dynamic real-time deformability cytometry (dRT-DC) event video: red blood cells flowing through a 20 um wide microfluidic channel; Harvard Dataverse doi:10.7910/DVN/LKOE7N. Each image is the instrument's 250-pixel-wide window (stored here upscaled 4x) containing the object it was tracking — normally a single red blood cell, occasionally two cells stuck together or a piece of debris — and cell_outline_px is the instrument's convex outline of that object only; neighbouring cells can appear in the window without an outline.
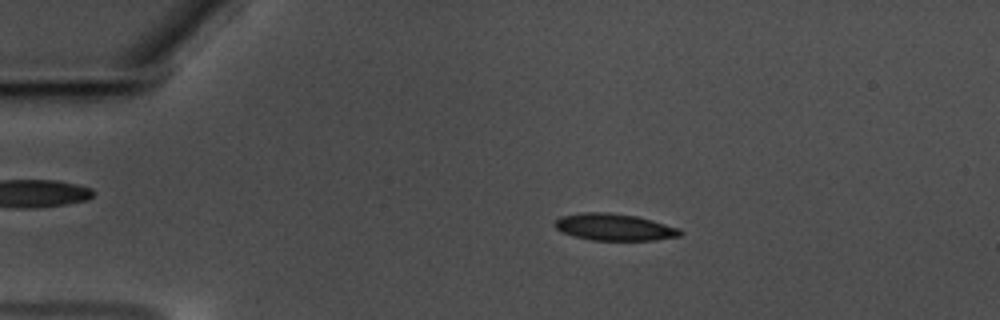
{"species": "common noctule bat (a hibernating species)", "species_latin": "Nyctalus noctula", "temperature_condition": "warm", "stored_images_in_passage": 58, "camera_frame_rate_fps": 3000, "um_per_image_px": 0.085, "animal": {"sex": "male", "body_mass_g": 17.5, "forearm_length_mm": 52.3}, "frame": {"image": 1, "passage_image": 12, "time_ms": 3.667, "image_size_px": [1000, 320], "cell_outline_px": [[684, 232], [680, 236], [652, 240], [592, 240], [576, 236], [564, 232], [556, 228], [552, 224], [560, 216], [584, 212], [608, 212], [636, 216], [652, 220], [680, 228]], "centroid_in_image_um": [52.23, 19.29], "position_along_channel_um": 32.8, "area_um2": 19.54}}
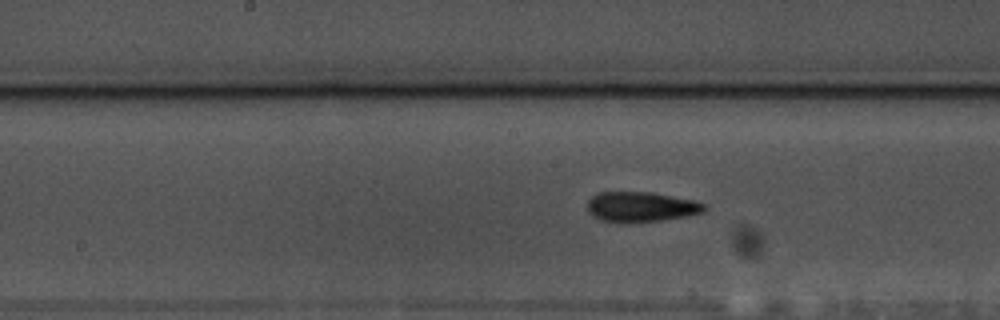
{"frame": {"image": 2, "passage_image": 30, "time_ms": 9.667, "image_size_px": [1000, 320], "cell_outline_px": [[708, 208], [704, 212], [684, 216], [660, 220], [600, 220], [592, 216], [588, 212], [588, 200], [596, 192], [652, 192], [692, 200], [708, 204]], "centroid_in_image_um": [54.51, 17.54], "position_along_channel_um": 193.7, "area_um2": 19.94}}
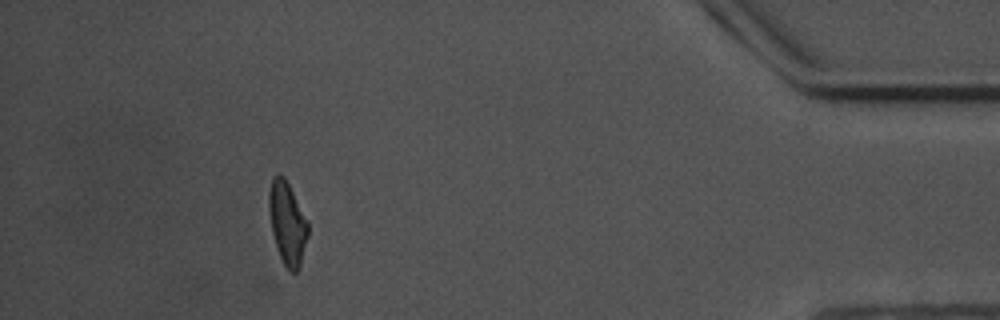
{"frame": {"image": 3, "passage_image": 53, "time_ms": 17.333, "image_size_px": [1000, 320], "cell_outline_px": [[308, 236], [300, 264], [296, 272], [288, 272], [280, 256], [272, 232], [268, 208], [268, 192], [272, 176], [276, 172], [280, 172], [284, 176], [308, 224]], "centroid_in_image_um": [24.39, 18.93], "position_along_channel_um": 410.8, "area_um2": 18.61}, "authors_computed_cell_mechanics": {"area_um2": 19.3919, "velocity_mm_per_s": 3.5441, "shape_relaxation_time_tau1_ms": 4.5074, "shape_relaxation_time_tau2_ms": 2.907, "deformation_change_tau1": 0.1387, "deformation_change_tau2": 0.1064}}